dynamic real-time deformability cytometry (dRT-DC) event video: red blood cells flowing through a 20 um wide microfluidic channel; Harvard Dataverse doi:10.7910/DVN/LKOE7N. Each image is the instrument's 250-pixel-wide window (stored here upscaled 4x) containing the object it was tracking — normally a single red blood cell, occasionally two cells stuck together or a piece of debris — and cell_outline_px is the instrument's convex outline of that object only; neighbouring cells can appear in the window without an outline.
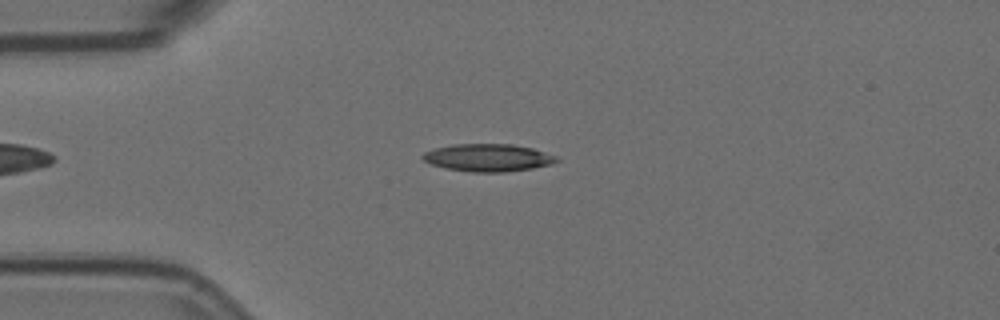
{"species": "Egyptian fruit bat (a non-hibernating species)", "species_latin": "Rousettus aegyptiacus", "temperature_condition": "room temperature", "stored_images_in_passage": 4, "camera_frame_rate_fps": 3000, "um_per_image_px": 0.085, "animal": {"sex": "female"}, "frame": {"image": 1, "passage_image": 4, "time_ms": 1.0, "image_size_px": [1000, 320], "cell_outline_px": [[560, 160], [552, 164], [532, 168], [504, 172], [472, 172], [444, 168], [432, 164], [424, 160], [420, 156], [424, 152], [432, 148], [452, 144], [512, 144], [532, 148], [556, 156]], "centroid_in_image_um": [41.45, 13.4], "position_along_channel_um": 43.6, "area_um2": 21.56}}